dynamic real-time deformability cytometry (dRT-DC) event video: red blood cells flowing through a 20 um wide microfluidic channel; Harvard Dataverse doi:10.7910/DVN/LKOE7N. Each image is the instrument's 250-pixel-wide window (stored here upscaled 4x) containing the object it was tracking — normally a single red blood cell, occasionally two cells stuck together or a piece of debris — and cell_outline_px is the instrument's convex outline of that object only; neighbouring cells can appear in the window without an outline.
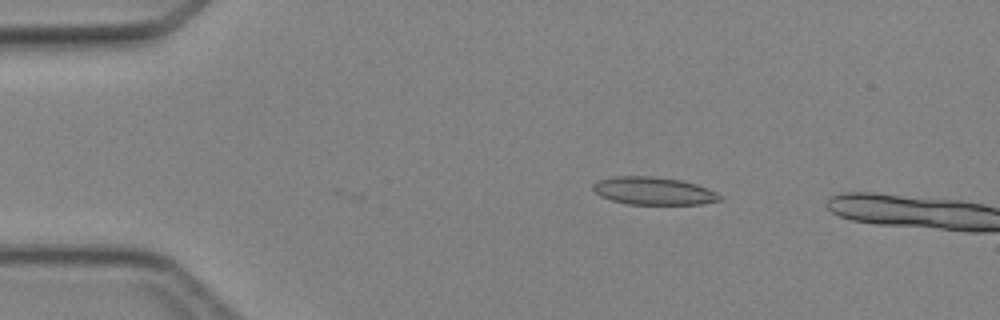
{"species": "Egyptian fruit bat (a non-hibernating species)", "species_latin": "Rousettus aegyptiacus", "temperature_condition": "cold", "stored_images_in_passage": 3, "camera_frame_rate_fps": 3000, "um_per_image_px": 0.085, "animal": {"sex": "female"}, "frame": {"image": 1, "passage_image": 3, "time_ms": 2.333, "image_size_px": [1000, 320], "cell_outline_px": [[724, 200], [700, 204], [628, 204], [612, 200], [600, 196], [592, 188], [592, 184], [596, 180], [616, 176], [652, 176], [680, 180], [696, 184], [708, 188], [724, 196]], "centroid_in_image_um": [55.57, 16.23], "position_along_channel_um": 29.4, "area_um2": 20.63}}